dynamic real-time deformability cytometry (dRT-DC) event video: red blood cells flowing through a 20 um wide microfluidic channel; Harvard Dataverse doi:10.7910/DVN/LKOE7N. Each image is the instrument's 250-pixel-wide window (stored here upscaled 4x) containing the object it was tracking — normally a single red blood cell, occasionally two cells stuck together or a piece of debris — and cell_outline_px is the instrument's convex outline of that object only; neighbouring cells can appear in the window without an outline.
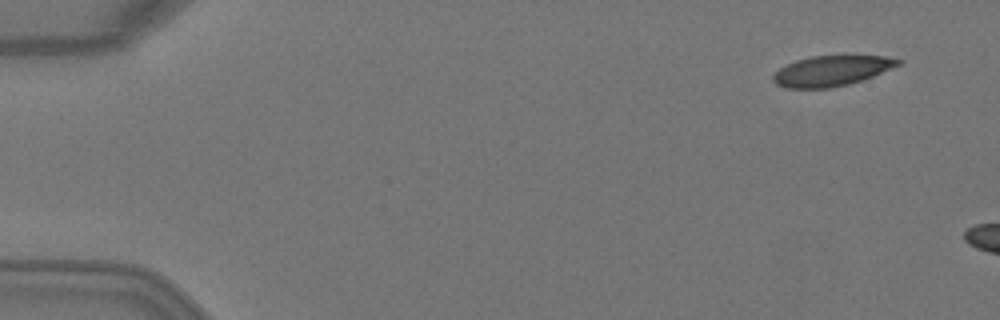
{"species": "Egyptian fruit bat (a non-hibernating species)", "species_latin": "Rousettus aegyptiacus", "temperature_condition": "warm", "stored_images_in_passage": 2, "camera_frame_rate_fps": 3000, "um_per_image_px": 0.085, "animal": {"sex": "female"}, "frame": {"image": 1, "passage_image": 1, "time_ms": 0.0, "image_size_px": [1000, 320], "cell_outline_px": [[904, 64], [872, 76], [848, 84], [832, 88], [784, 88], [776, 84], [772, 80], [772, 76], [780, 68], [796, 60], [812, 56], [844, 52], [888, 56], [904, 60]], "centroid_in_image_um": [70.79, 5.95], "position_along_channel_um": 14.2, "area_um2": 23.24}}